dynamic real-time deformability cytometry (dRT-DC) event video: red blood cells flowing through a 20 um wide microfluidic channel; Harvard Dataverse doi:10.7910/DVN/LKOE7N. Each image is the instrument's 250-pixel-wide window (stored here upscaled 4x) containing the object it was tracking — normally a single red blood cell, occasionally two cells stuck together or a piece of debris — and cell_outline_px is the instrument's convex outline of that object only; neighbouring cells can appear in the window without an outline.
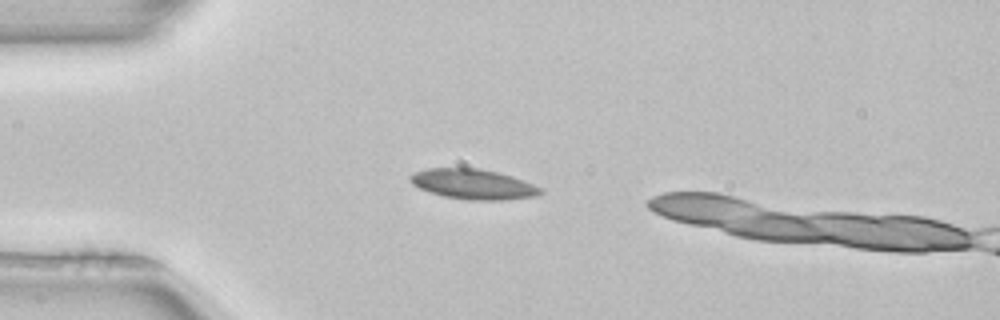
{"species": "common noctule bat (a hibernating species)", "species_latin": "Nyctalus noctula", "temperature_condition": "room temperature", "stored_images_in_passage": 35, "camera_frame_rate_fps": 3000, "um_per_image_px": 0.085, "animal": {"sex": "female", "body_mass_g": 22.7, "forearm_length_mm": 54.2}, "frame": {"image": 1, "passage_image": 6, "time_ms": 1.667, "image_size_px": [1000, 320], "cell_outline_px": [[544, 192], [536, 196], [500, 200], [468, 200], [444, 196], [420, 188], [412, 184], [408, 180], [408, 176], [416, 172], [428, 168], [480, 168], [512, 176], [532, 184], [540, 188]], "centroid_in_image_um": [40.2, 15.65], "position_along_channel_um": 44.8, "area_um2": 22.66}}